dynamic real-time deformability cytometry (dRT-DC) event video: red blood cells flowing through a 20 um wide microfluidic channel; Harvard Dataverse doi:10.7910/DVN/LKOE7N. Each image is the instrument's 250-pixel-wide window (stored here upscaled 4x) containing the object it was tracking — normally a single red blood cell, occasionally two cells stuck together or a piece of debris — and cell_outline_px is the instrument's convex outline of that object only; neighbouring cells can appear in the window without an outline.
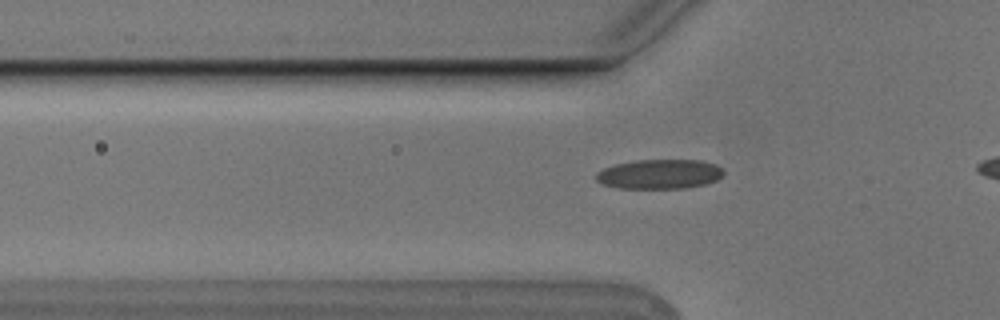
{"species": "Egyptian fruit bat (a non-hibernating species)", "species_latin": "Rousettus aegyptiacus", "temperature_condition": "cold", "stored_images_in_passage": 31, "camera_frame_rate_fps": 3000, "um_per_image_px": 0.085, "animal": {"sex": "male"}, "frame": {"image": 1, "passage_image": 4, "time_ms": 1.0, "image_size_px": [1000, 320], "cell_outline_px": [[724, 172], [716, 180], [704, 184], [684, 188], [616, 188], [600, 184], [596, 180], [596, 172], [604, 168], [616, 164], [636, 160], [700, 160], [716, 164]], "centroid_in_image_um": [56.01, 14.8], "position_along_channel_um": 69.8, "area_um2": 21.91}}
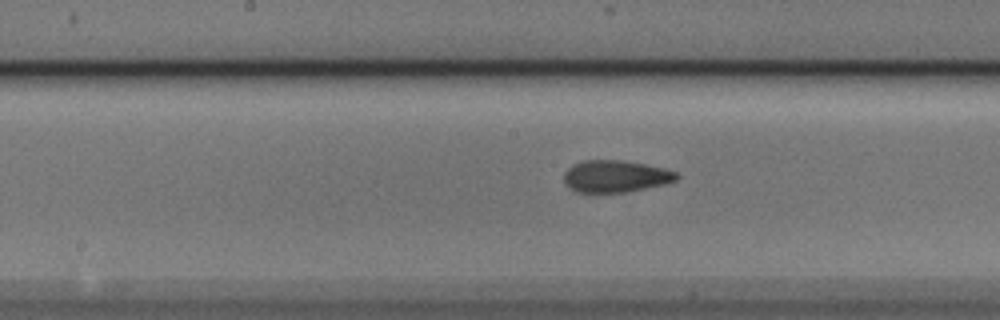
{"frame": {"image": 2, "passage_image": 14, "time_ms": 4.333, "image_size_px": [1000, 320], "cell_outline_px": [[680, 176], [676, 180], [664, 184], [624, 192], [576, 192], [568, 188], [564, 184], [564, 172], [568, 168], [584, 160], [620, 160], [644, 164], [664, 168], [676, 172]], "centroid_in_image_um": [52.29, 14.99], "position_along_channel_um": 195.9, "area_um2": 20.87}}
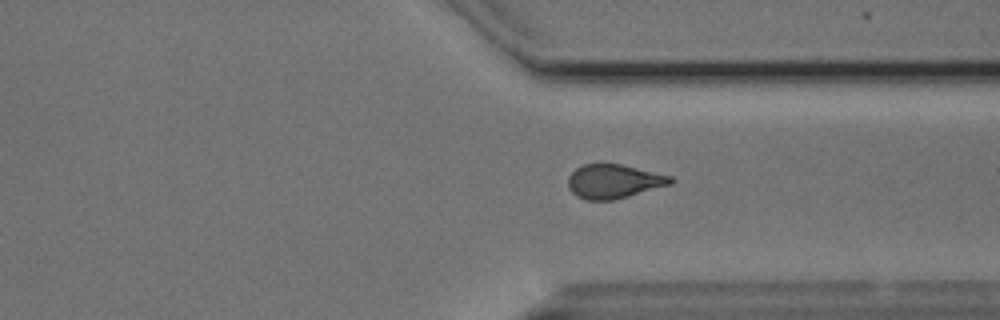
{"frame": {"image": 3, "passage_image": 27, "time_ms": 8.667, "image_size_px": [1000, 320], "cell_outline_px": [[672, 184], [616, 200], [588, 200], [576, 196], [568, 188], [568, 176], [576, 168], [584, 164], [620, 164], [672, 176]], "centroid_in_image_um": [52.16, 15.43], "position_along_channel_um": 359.2, "area_um2": 20.35}}